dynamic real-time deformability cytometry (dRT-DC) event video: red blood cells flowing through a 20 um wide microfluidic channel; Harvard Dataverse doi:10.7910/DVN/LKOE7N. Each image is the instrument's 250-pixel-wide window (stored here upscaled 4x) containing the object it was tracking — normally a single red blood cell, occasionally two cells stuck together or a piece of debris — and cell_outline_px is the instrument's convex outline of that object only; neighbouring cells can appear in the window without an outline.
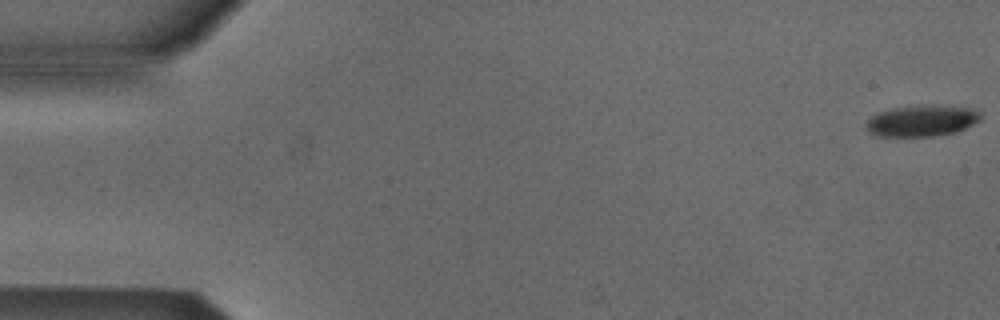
{"species": "Egyptian fruit bat (a non-hibernating species)", "species_latin": "Rousettus aegyptiacus", "temperature_condition": "cold", "stored_images_in_passage": 53, "camera_frame_rate_fps": 3000, "um_per_image_px": 0.085, "animal": {"sex": "male"}, "frame": {"image": 1, "passage_image": 1, "time_ms": 0.0, "image_size_px": [1000, 320], "cell_outline_px": [[980, 120], [956, 132], [936, 136], [876, 136], [868, 132], [864, 124], [872, 116], [880, 112], [892, 108], [920, 104], [932, 104], [976, 108], [980, 112]], "centroid_in_image_um": [78.36, 10.24], "position_along_channel_um": 6.6, "area_um2": 21.21}}
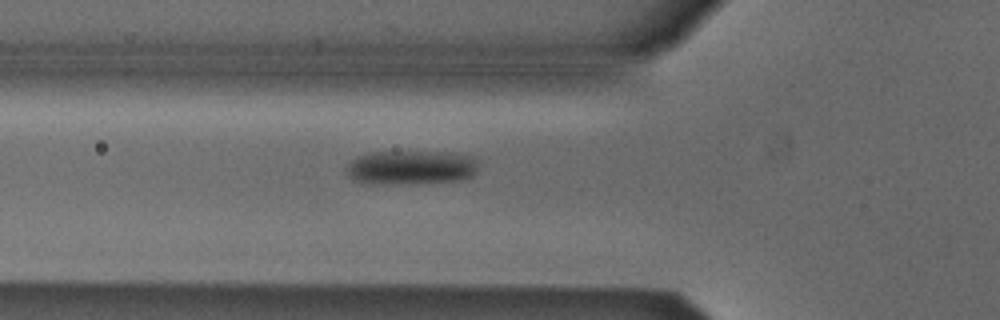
{"frame": {"image": 2, "passage_image": 19, "time_ms": 6.0, "image_size_px": [1000, 320], "cell_outline_px": [[480, 160], [476, 172], [472, 176], [460, 180], [396, 184], [372, 184], [352, 180], [348, 176], [344, 168], [356, 156], [372, 152], [452, 152], [476, 156]], "centroid_in_image_um": [34.95, 14.23], "position_along_channel_um": 90.8, "area_um2": 26.76}}
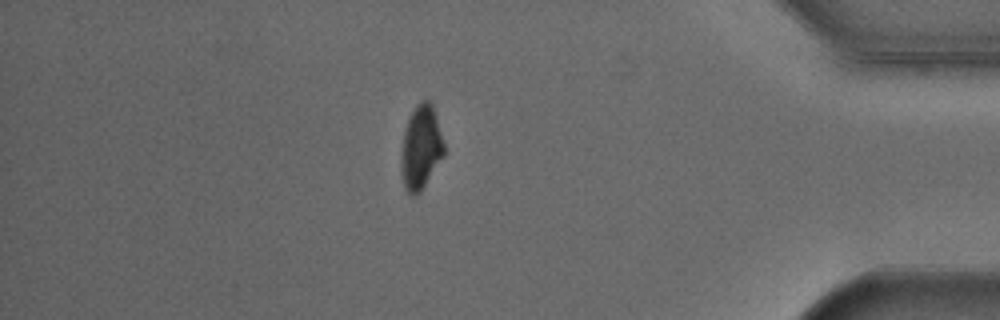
{"frame": {"image": 3, "passage_image": 46, "time_ms": 15.0, "image_size_px": [1000, 320], "cell_outline_px": [[444, 156], [420, 192], [412, 196], [404, 188], [400, 172], [404, 132], [408, 116], [416, 104], [420, 100], [428, 100], [432, 104], [444, 144]], "centroid_in_image_um": [35.76, 12.54], "position_along_channel_um": 399.4, "area_um2": 20.92}, "authors_computed_cell_mechanics": {"area_um2": 23.7558, "velocity_mm_per_s": 3.8733, "shape_relaxation_time_tau1_ms": 2.9339, "shape_relaxation_time_tau2_ms": null, "deformation_change_tau1": 0.0853, "deformation_change_tau2": null}}